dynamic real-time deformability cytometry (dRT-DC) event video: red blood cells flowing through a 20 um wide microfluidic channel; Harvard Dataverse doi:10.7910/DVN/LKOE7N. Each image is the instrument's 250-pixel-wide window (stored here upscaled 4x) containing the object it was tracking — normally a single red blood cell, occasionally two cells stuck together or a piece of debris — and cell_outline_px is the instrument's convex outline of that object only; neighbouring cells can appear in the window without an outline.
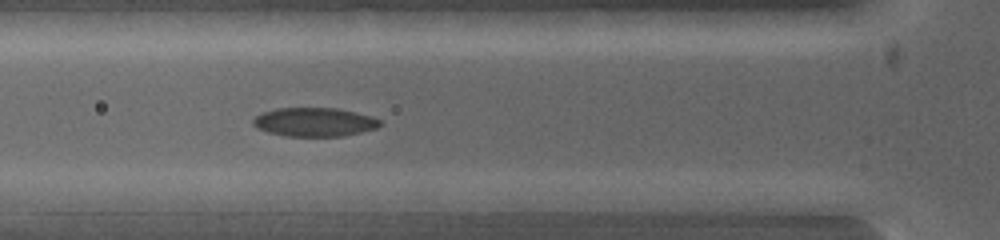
{"species": "common noctule bat (a hibernating species)", "species_latin": "Nyctalus noctula", "temperature_condition": "warm", "stored_images_in_passage": 2, "camera_frame_rate_fps": 5000, "um_per_image_px": 0.085, "animal": {"sex": "female", "body_mass_g": 19.0, "forearm_length_mm": 53.3}, "frame": {"image": 1, "passage_image": 2, "time_ms": 0.4, "image_size_px": [1000, 240], "cell_outline_px": [[600, 200], [580, 212], [496, 212], [488, 200], [496, 192], [576, 192]], "centroid_in_image_um": [45.97, 17.17], "position_along_channel_um": 79.8, "area_um2": 14.05}}